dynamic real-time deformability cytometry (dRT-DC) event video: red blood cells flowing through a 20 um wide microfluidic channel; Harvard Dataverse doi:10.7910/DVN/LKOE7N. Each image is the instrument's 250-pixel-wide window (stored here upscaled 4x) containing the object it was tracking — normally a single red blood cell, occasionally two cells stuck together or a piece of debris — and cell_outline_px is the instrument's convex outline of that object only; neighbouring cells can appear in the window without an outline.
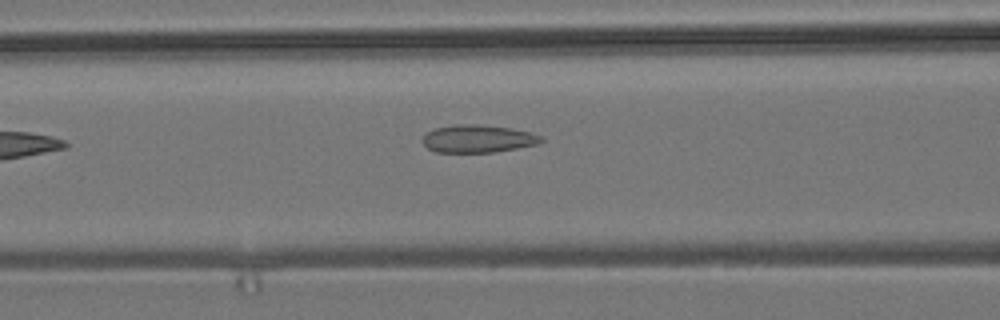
{"species": "common noctule bat (a hibernating species)", "species_latin": "Nyctalus noctula", "temperature_condition": "room temperature", "stored_images_in_passage": 5, "camera_frame_rate_fps": 3000, "um_per_image_px": 0.085, "animal": {"sex": "male", "body_mass_g": 19.2, "forearm_length_mm": 51.8}, "frame": {"image": 1, "passage_image": 5, "time_ms": 6.0, "image_size_px": [1000, 320], "cell_outline_px": [[544, 140], [536, 144], [496, 152], [436, 152], [428, 148], [420, 140], [428, 132], [436, 128], [456, 124], [476, 124], [512, 128], [544, 136]], "centroid_in_image_um": [40.62, 11.79], "position_along_channel_um": 126.0, "area_um2": 19.07}}